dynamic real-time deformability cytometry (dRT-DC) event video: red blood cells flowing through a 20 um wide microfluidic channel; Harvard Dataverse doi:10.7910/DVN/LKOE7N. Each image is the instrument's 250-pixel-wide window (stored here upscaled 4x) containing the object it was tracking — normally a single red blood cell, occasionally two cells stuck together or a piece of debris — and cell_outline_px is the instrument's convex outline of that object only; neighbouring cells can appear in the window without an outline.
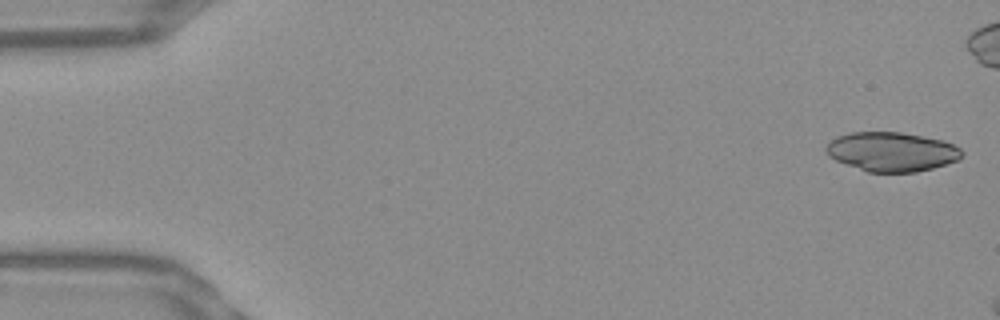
{"species": "Egyptian fruit bat (a non-hibernating species)", "species_latin": "Rousettus aegyptiacus", "temperature_condition": "warm", "stored_images_in_passage": 7, "camera_frame_rate_fps": 3000, "um_per_image_px": 0.085, "frame": {"image": 1, "passage_image": 1, "time_ms": 0.0, "image_size_px": [1000, 320], "cell_outline_px": [[964, 156], [956, 160], [932, 168], [916, 172], [868, 172], [836, 160], [828, 156], [824, 148], [836, 136], [852, 132], [900, 132], [924, 136], [944, 140], [960, 148], [964, 152]], "centroid_in_image_um": [75.8, 12.89], "position_along_channel_um": 9.2, "area_um2": 31.04}}